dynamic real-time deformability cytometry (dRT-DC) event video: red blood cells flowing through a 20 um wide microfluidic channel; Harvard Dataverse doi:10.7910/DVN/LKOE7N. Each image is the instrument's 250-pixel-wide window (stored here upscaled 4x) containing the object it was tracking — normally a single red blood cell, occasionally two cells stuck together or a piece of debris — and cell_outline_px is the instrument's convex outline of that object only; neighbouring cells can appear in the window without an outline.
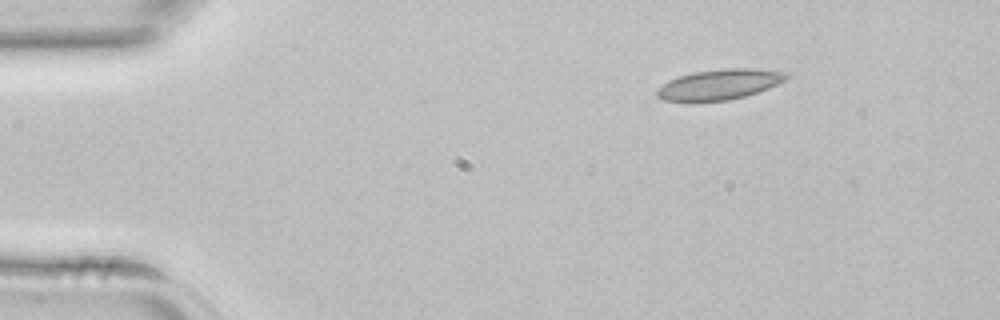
{"species": "common noctule bat (a hibernating species)", "species_latin": "Nyctalus noctula", "temperature_condition": "room temperature", "stored_images_in_passage": 25, "camera_frame_rate_fps": 3000, "um_per_image_px": 0.085, "animal": {"sex": "female", "body_mass_g": 22.7, "forearm_length_mm": 54.2}, "frame": {"image": 1, "passage_image": 1, "time_ms": 0.0, "image_size_px": [1000, 320], "cell_outline_px": [[792, 76], [768, 88], [744, 96], [728, 100], [688, 104], [660, 100], [656, 96], [656, 88], [668, 80], [692, 72], [724, 68], [756, 68], [792, 72]], "centroid_in_image_um": [61.09, 7.2], "position_along_channel_um": 23.9, "area_um2": 23.87}}